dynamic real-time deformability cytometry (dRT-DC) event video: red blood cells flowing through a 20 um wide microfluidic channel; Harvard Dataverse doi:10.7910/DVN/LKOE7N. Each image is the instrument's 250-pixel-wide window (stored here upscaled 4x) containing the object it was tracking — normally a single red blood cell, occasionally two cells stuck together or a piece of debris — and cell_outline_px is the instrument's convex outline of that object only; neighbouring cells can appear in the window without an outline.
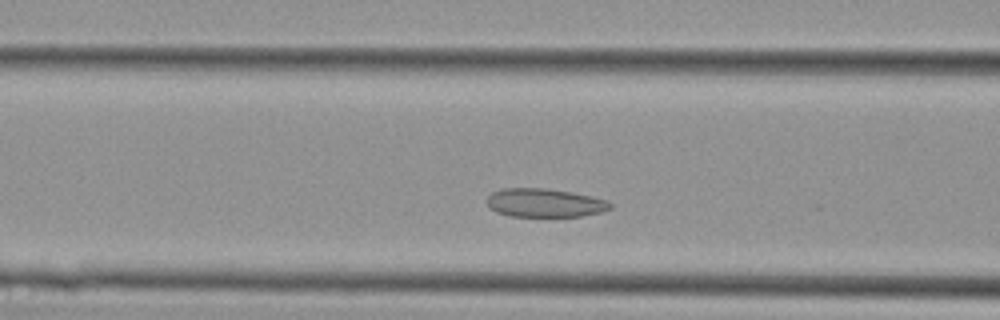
{"species": "Egyptian fruit bat (a non-hibernating species)", "species_latin": "Rousettus aegyptiacus", "temperature_condition": "cold", "stored_images_in_passage": 18, "camera_frame_rate_fps": 3000, "um_per_image_px": 0.085, "animal": {"sex": "female"}, "frame": {"image": 1, "passage_image": 8, "time_ms": 2.333, "image_size_px": [1000, 320], "cell_outline_px": [[612, 208], [600, 212], [580, 216], [508, 216], [496, 212], [488, 208], [484, 200], [492, 192], [500, 188], [544, 188], [592, 196], [608, 200], [612, 204]], "centroid_in_image_um": [46.23, 17.24], "position_along_channel_um": 120.4, "area_um2": 20.69}}
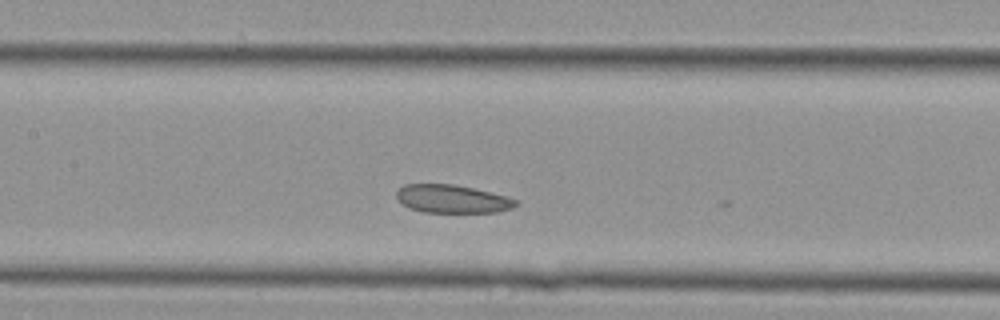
{"frame": {"image": 2, "passage_image": 11, "time_ms": 3.333, "image_size_px": [1000, 320], "cell_outline_px": [[516, 204], [512, 208], [500, 212], [424, 212], [412, 208], [404, 204], [396, 196], [396, 192], [404, 184], [452, 184], [472, 188], [508, 196], [516, 200]], "centroid_in_image_um": [38.46, 16.9], "position_along_channel_um": 168.9, "area_um2": 19.31}}